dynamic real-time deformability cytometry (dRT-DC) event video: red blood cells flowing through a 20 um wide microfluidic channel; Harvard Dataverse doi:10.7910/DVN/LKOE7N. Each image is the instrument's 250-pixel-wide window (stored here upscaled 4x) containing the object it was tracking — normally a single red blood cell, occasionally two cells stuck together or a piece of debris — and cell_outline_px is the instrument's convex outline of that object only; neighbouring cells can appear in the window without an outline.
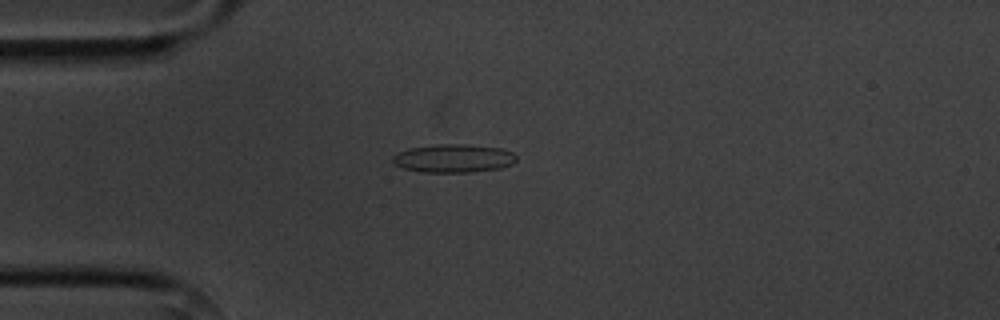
{"species": "common noctule bat (a hibernating species)", "species_latin": "Nyctalus noctula", "temperature_condition": "cold", "stored_images_in_passage": 7, "camera_frame_rate_fps": 3000, "um_per_image_px": 0.085, "animal": {"sex": "male", "body_mass_g": 20.1, "forearm_length_mm": 53.5}, "frame": {"image": 1, "passage_image": 4, "time_ms": 4.333, "image_size_px": [1000, 320], "cell_outline_px": [[516, 160], [512, 164], [500, 168], [472, 172], [420, 172], [404, 168], [396, 164], [392, 160], [392, 156], [396, 152], [408, 148], [436, 144], [464, 144], [500, 148], [512, 152], [516, 156]], "centroid_in_image_um": [38.52, 13.45], "position_along_channel_um": 46.5, "area_um2": 20.46}}
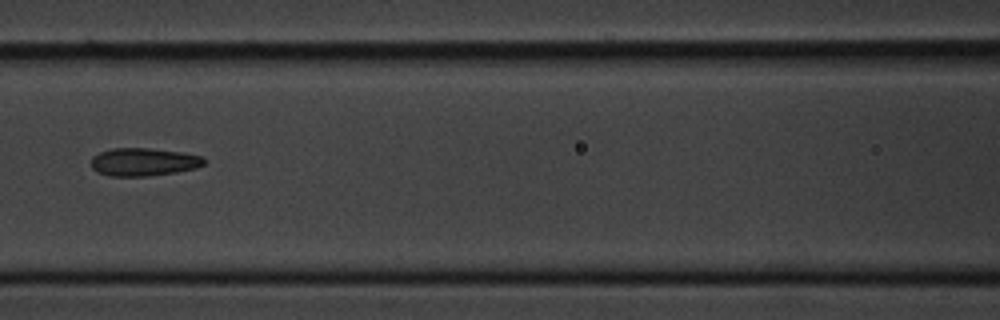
{"frame": {"image": 2, "passage_image": 7, "time_ms": 7.667, "image_size_px": [1000, 320], "cell_outline_px": [[204, 164], [196, 168], [176, 172], [148, 176], [112, 176], [96, 172], [92, 168], [92, 156], [100, 152], [112, 148], [148, 148], [184, 152], [204, 156]], "centroid_in_image_um": [12.22, 13.76], "position_along_channel_um": 154.4, "area_um2": 18.5}}